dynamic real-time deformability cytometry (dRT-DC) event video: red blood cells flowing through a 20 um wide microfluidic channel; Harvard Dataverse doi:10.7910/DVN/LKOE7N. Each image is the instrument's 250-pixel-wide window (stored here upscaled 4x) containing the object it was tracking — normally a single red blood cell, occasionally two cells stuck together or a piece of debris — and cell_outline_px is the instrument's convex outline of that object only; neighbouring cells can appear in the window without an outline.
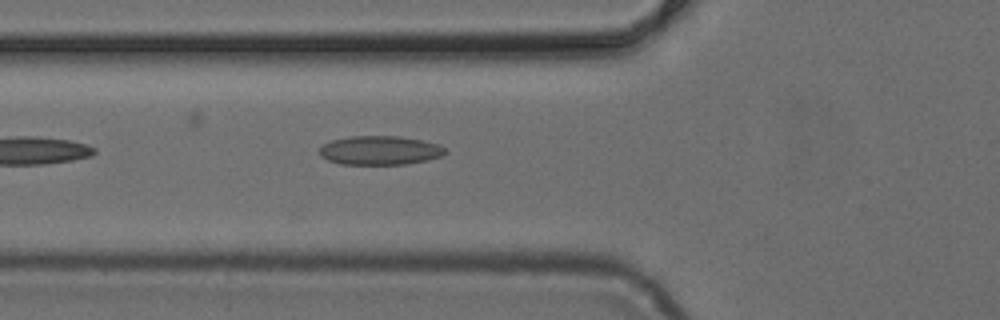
{"species": "common noctule bat (a hibernating species)", "species_latin": "Nyctalus noctula", "temperature_condition": "cold", "stored_images_in_passage": 9, "camera_frame_rate_fps": 3000, "um_per_image_px": 0.085, "animal": {"sex": "female", "body_mass_g": 24.6, "forearm_length_mm": 56.2}, "frame": {"image": 1, "passage_image": 3, "time_ms": 0.667, "image_size_px": [1000, 320], "cell_outline_px": [[448, 152], [440, 156], [428, 160], [404, 164], [340, 164], [328, 160], [320, 156], [320, 148], [324, 144], [332, 140], [348, 136], [396, 136], [420, 140], [440, 144]], "centroid_in_image_um": [32.29, 12.78], "position_along_channel_um": 93.5, "area_um2": 21.15}}
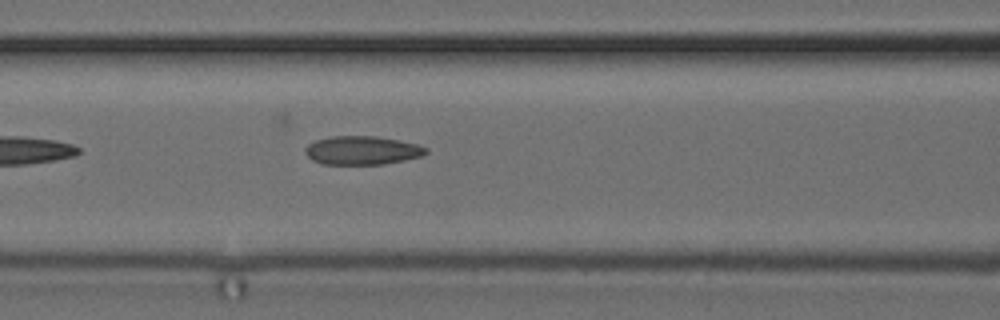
{"frame": {"image": 2, "passage_image": 6, "time_ms": 1.667, "image_size_px": [1000, 320], "cell_outline_px": [[428, 152], [420, 156], [404, 160], [384, 164], [324, 164], [312, 160], [304, 152], [304, 148], [308, 144], [316, 140], [332, 136], [376, 136], [400, 140], [416, 144], [428, 148]], "centroid_in_image_um": [30.77, 12.78], "position_along_channel_um": 135.8, "area_um2": 20.11}}